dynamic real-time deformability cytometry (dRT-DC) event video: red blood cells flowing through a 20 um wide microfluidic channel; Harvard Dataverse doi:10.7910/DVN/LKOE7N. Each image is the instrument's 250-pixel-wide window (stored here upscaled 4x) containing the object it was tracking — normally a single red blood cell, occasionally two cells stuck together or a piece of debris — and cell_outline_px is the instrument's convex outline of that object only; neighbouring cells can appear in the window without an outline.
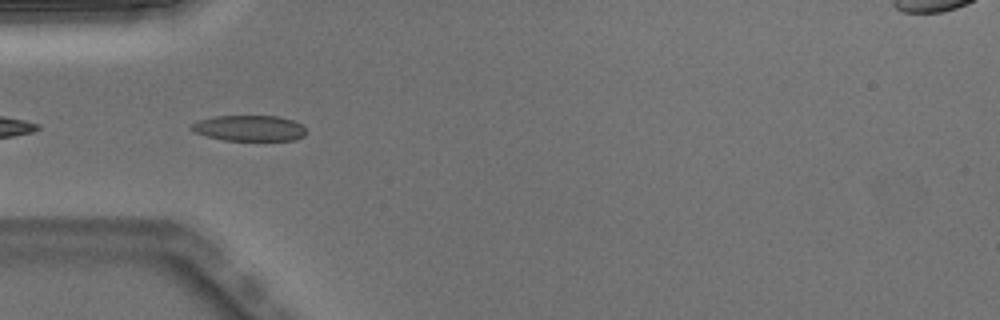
{"species": "Egyptian fruit bat (a non-hibernating species)", "species_latin": "Rousettus aegyptiacus", "temperature_condition": "warm", "stored_images_in_passage": 4, "camera_frame_rate_fps": 3000, "um_per_image_px": 0.085, "animal": {"sex": "male"}, "frame": {"image": 1, "passage_image": 2, "time_ms": 0.333, "image_size_px": [1000, 320], "cell_outline_px": [[304, 136], [296, 140], [224, 140], [208, 136], [196, 132], [188, 128], [192, 124], [200, 120], [216, 116], [276, 116], [292, 120], [300, 124], [304, 128]], "centroid_in_image_um": [21.19, 10.89], "position_along_channel_um": 63.8, "area_um2": 16.94}}